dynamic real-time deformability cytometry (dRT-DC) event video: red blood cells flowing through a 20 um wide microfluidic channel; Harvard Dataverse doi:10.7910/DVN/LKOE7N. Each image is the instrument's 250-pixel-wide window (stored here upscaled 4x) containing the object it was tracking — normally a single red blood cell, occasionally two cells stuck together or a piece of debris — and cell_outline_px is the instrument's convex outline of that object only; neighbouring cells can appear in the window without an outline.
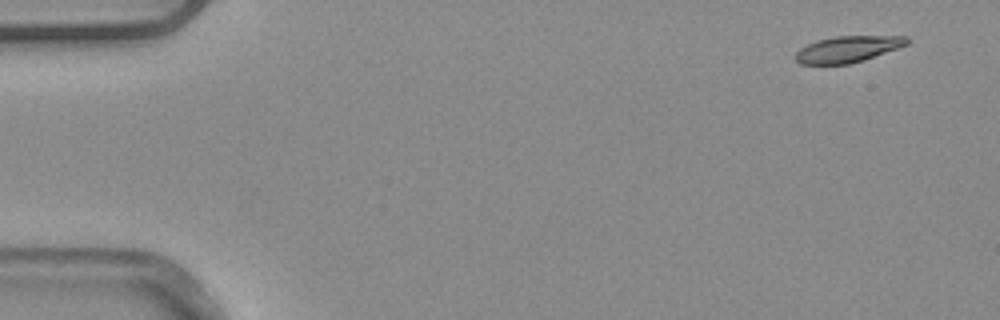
{"species": "common noctule bat (a hibernating species)", "species_latin": "Nyctalus noctula", "temperature_condition": "warm", "stored_images_in_passage": 5, "segment_of_instrument_passage": [1, 2], "camera_frame_rate_fps": 3000, "um_per_image_px": 0.085, "animal": {"sex": "male", "body_mass_g": 20.4}, "frame": {"image": 1, "passage_image": 1, "time_ms": 0.0, "image_size_px": [1000, 320], "cell_outline_px": [[908, 44], [864, 60], [848, 64], [800, 64], [796, 60], [796, 52], [800, 48], [816, 40], [836, 36], [908, 36]], "centroid_in_image_um": [72.05, 4.17], "position_along_channel_um": 13.0, "area_um2": 16.94}}
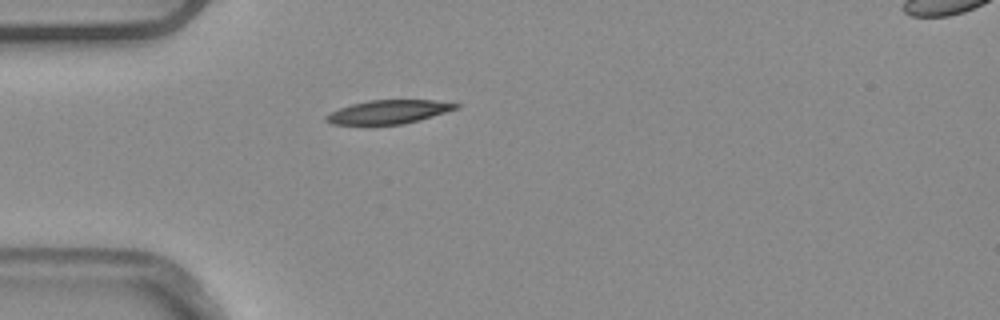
{"frame": {"image": 2, "passage_image": 4, "time_ms": 1.0, "image_size_px": [1000, 320], "cell_outline_px": [[460, 108], [420, 120], [404, 124], [332, 124], [324, 120], [324, 116], [340, 108], [352, 104], [368, 100], [432, 100], [460, 104]], "centroid_in_image_um": [33.06, 9.51], "position_along_channel_um": 51.9, "area_um2": 17.8}}